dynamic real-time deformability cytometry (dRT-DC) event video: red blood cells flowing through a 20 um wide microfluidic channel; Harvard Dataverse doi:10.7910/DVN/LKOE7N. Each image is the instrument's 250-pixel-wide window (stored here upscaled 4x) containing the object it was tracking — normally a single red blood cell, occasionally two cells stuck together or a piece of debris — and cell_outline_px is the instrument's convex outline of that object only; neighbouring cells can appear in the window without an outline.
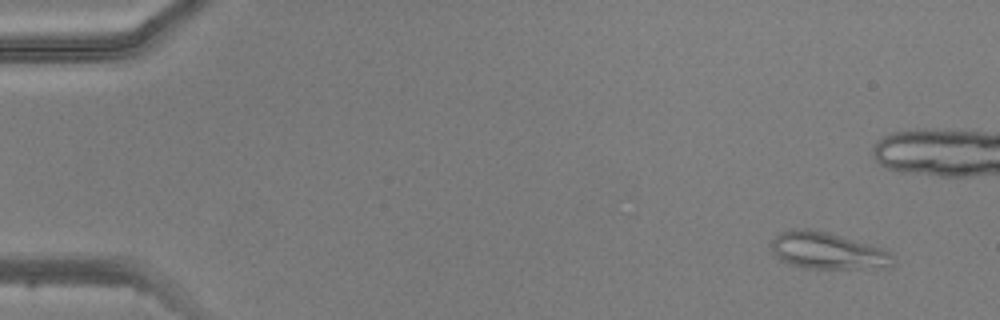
{"species": "common noctule bat (a hibernating species)", "species_latin": "Nyctalus noctula", "temperature_condition": "warm", "stored_images_in_passage": 6, "camera_frame_rate_fps": 3000, "um_per_image_px": 0.085, "animal": {"sex": "male", "body_mass_g": 20.5, "forearm_length_mm": 52.5}, "frame": {"image": 1, "passage_image": 6, "time_ms": 6.0, "image_size_px": [1000, 320], "cell_outline_px": [[896, 264], [888, 268], [804, 268], [780, 260], [772, 248], [772, 240], [780, 232], [792, 228], [812, 228], [828, 232], [884, 248], [892, 256]], "centroid_in_image_um": [70.38, 21.3], "position_along_channel_um": 14.6, "area_um2": 26.18}}